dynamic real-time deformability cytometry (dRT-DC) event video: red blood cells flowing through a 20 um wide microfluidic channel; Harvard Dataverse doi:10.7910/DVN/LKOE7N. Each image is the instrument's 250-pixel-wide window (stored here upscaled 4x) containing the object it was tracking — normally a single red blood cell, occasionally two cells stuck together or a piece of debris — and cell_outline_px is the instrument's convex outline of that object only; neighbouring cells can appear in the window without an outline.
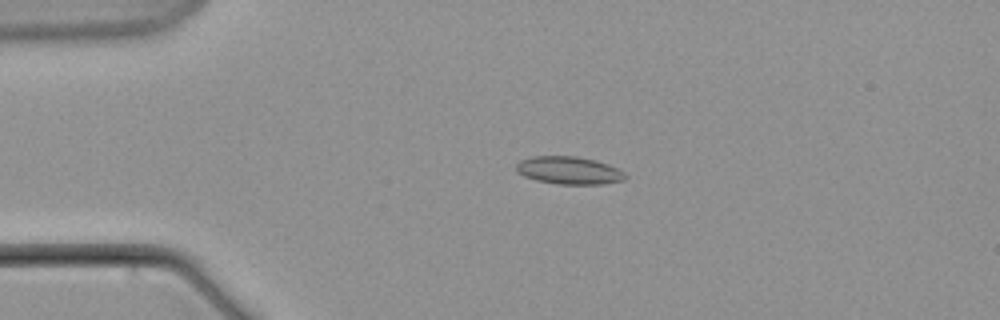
{"species": "common noctule bat (a hibernating species)", "species_latin": "Nyctalus noctula", "temperature_condition": "warm", "stored_images_in_passage": 7, "camera_frame_rate_fps": 3000, "um_per_image_px": 0.085, "animal": {"sex": "male", "body_mass_g": 21.5, "forearm_length_mm": 52.0}, "frame": {"image": 1, "passage_image": 2, "time_ms": 1.0, "image_size_px": [1000, 320], "cell_outline_px": [[628, 176], [624, 180], [604, 184], [556, 184], [536, 180], [524, 176], [516, 172], [516, 164], [520, 160], [532, 156], [576, 156], [596, 160], [608, 164], [624, 172]], "centroid_in_image_um": [48.36, 14.48], "position_along_channel_um": 36.6, "area_um2": 17.74}}
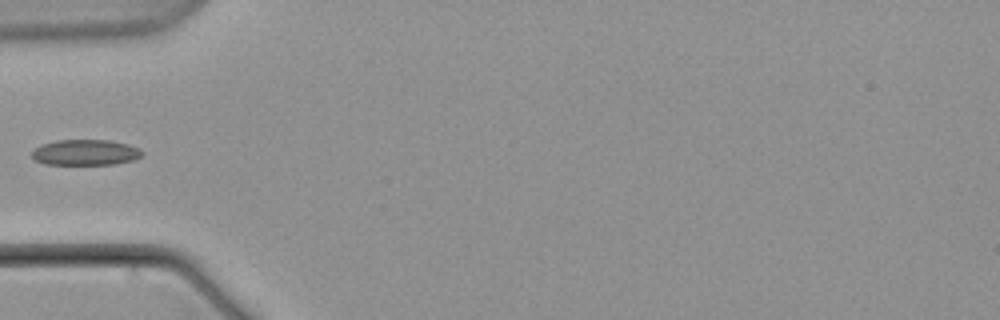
{"frame": {"image": 2, "passage_image": 4, "time_ms": 3.667, "image_size_px": [1000, 320], "cell_outline_px": [[144, 152], [140, 156], [132, 160], [116, 164], [44, 164], [36, 160], [32, 156], [32, 152], [36, 148], [44, 144], [56, 140], [108, 140], [128, 144], [140, 148]], "centroid_in_image_um": [7.29, 12.95], "position_along_channel_um": 77.7, "area_um2": 16.36}}
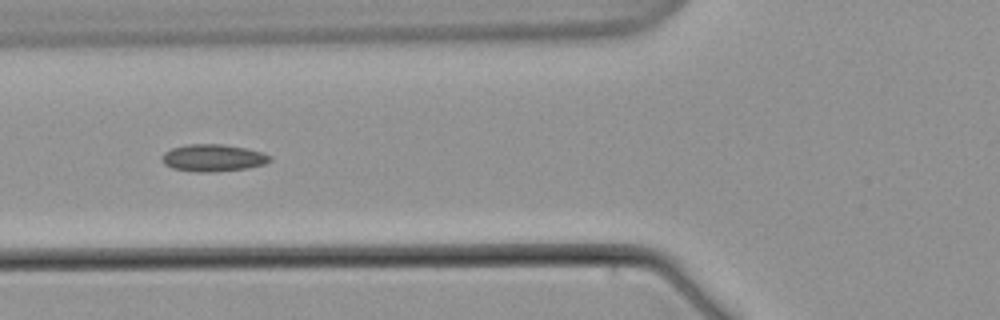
{"frame": {"image": 3, "passage_image": 5, "time_ms": 4.667, "image_size_px": [1000, 320], "cell_outline_px": [[272, 160], [264, 164], [248, 168], [212, 172], [196, 172], [172, 168], [164, 164], [160, 160], [160, 156], [164, 152], [172, 148], [188, 144], [220, 144], [244, 148], [264, 152], [272, 156]], "centroid_in_image_um": [18.09, 13.42], "position_along_channel_um": 107.7, "area_um2": 17.22}}